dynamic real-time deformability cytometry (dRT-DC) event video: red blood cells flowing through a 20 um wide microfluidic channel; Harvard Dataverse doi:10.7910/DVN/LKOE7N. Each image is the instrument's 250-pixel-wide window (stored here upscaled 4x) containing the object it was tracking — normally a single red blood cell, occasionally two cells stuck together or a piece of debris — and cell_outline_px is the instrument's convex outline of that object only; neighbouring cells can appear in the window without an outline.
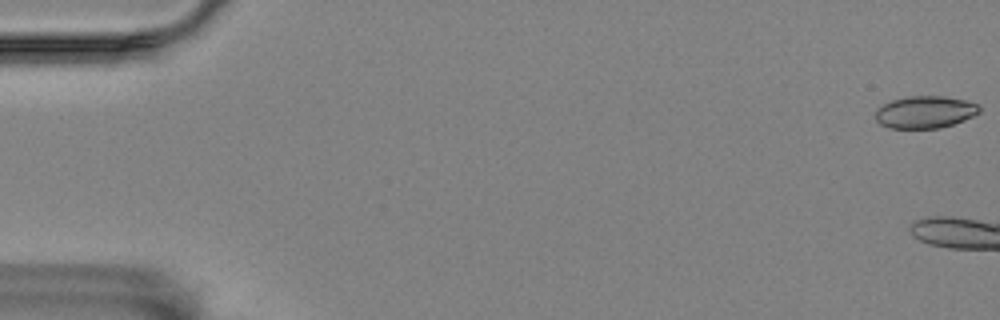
{"species": "Egyptian fruit bat (a non-hibernating species)", "species_latin": "Rousettus aegyptiacus", "temperature_condition": "room temperature", "stored_images_in_passage": 13, "camera_frame_rate_fps": 3000, "um_per_image_px": 0.085, "animal": {"sex": "female"}, "frame": {"image": 1, "passage_image": 1, "time_ms": 0.0, "image_size_px": [1000, 320], "cell_outline_px": [[980, 112], [964, 120], [940, 128], [888, 128], [880, 124], [876, 120], [876, 112], [884, 104], [892, 100], [908, 96], [944, 96], [964, 100], [980, 104]], "centroid_in_image_um": [78.65, 9.52], "position_along_channel_um": 6.4, "area_um2": 19.42}}